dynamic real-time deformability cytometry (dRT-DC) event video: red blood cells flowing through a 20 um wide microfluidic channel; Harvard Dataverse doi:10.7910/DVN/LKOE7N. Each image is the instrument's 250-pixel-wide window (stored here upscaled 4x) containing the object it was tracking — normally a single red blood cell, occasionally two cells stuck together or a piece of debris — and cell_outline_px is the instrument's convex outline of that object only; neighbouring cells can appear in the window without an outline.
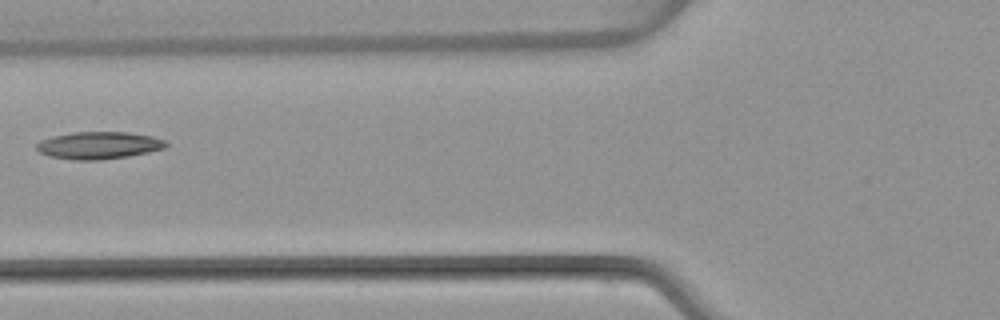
{"species": "common noctule bat (a hibernating species)", "species_latin": "Nyctalus noctula", "temperature_condition": "warm", "stored_images_in_passage": 6, "camera_frame_rate_fps": 3000, "um_per_image_px": 0.085, "animal": {"sex": "female", "body_mass_g": 22.7, "forearm_length_mm": 54.2}, "frame": {"image": 1, "passage_image": 6, "time_ms": 6.0, "image_size_px": [1000, 320], "cell_outline_px": [[168, 144], [164, 148], [148, 152], [128, 156], [104, 160], [72, 160], [48, 156], [40, 152], [36, 148], [36, 144], [40, 140], [52, 136], [72, 132], [128, 132], [152, 136], [164, 140]], "centroid_in_image_um": [8.36, 12.36], "position_along_channel_um": 117.4, "area_um2": 20.69}}